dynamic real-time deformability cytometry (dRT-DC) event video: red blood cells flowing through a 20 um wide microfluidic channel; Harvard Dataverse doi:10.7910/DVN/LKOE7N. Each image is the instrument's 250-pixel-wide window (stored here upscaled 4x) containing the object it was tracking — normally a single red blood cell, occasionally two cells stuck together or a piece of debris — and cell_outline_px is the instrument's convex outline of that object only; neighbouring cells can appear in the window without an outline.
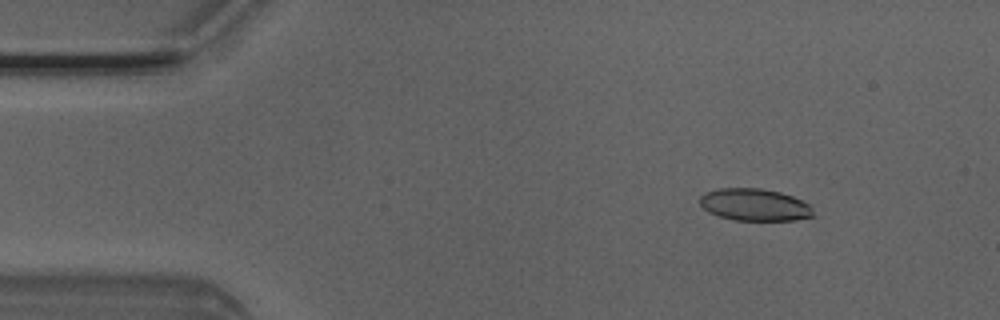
{"species": "Egyptian fruit bat (a non-hibernating species)", "species_latin": "Rousettus aegyptiacus", "temperature_condition": "room temperature", "stored_images_in_passage": 4, "camera_frame_rate_fps": 3000, "um_per_image_px": 0.085, "animal": {"sex": "male"}, "frame": {"image": 1, "passage_image": 2, "time_ms": 0.333, "image_size_px": [1000, 320], "cell_outline_px": [[816, 216], [796, 220], [732, 220], [708, 212], [700, 204], [700, 196], [704, 192], [720, 188], [760, 188], [780, 192], [792, 196], [808, 204], [812, 208]], "centroid_in_image_um": [64.14, 17.4], "position_along_channel_um": 20.9, "area_um2": 21.33}}